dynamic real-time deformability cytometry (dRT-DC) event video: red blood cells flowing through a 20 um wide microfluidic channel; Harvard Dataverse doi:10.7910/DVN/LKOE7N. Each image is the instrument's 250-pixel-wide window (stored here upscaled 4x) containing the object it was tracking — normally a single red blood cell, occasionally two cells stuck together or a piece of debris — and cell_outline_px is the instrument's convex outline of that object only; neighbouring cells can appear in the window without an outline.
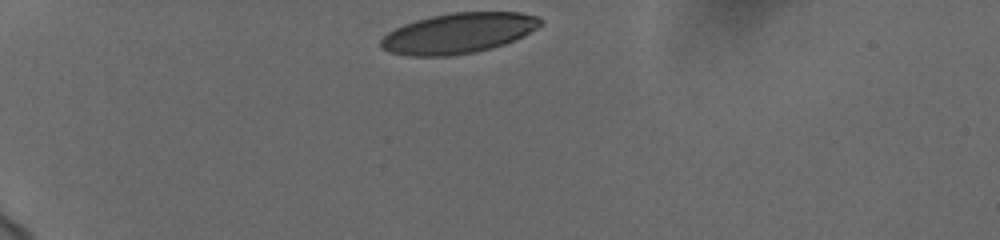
{"species": "human", "species_latin": "Homo sapiens", "temperature_condition": "cold", "stored_images_in_passage": 34, "camera_frame_rate_fps": 3000, "um_per_image_px": 0.085, "donor": {"sex": "female"}, "frame": {"image": 1, "passage_image": 1, "time_ms": 0.0, "image_size_px": [1000, 240], "cell_outline_px": [[544, 24], [504, 44], [492, 48], [472, 52], [448, 56], [408, 56], [388, 52], [380, 48], [380, 40], [388, 32], [404, 24], [416, 20], [432, 16], [452, 12], [520, 12], [540, 16]], "centroid_in_image_um": [38.94, 2.82], "position_along_channel_um": 46.1, "area_um2": 37.45}}
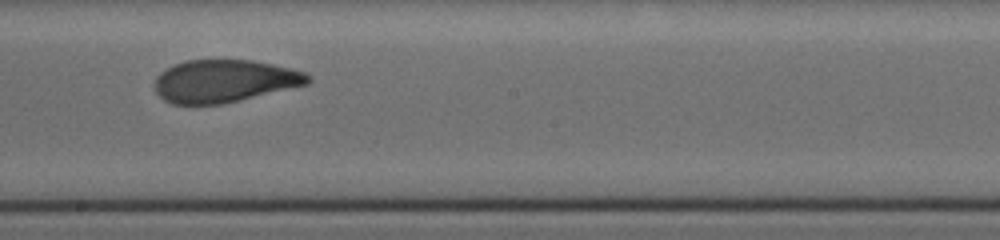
{"frame": {"image": 2, "passage_image": 20, "time_ms": 6.333, "image_size_px": [1000, 240], "cell_outline_px": [[312, 80], [308, 84], [240, 100], [220, 104], [172, 104], [164, 100], [156, 92], [156, 76], [160, 72], [184, 60], [252, 60], [292, 68], [304, 72], [312, 76]], "centroid_in_image_um": [19.1, 6.88], "position_along_channel_um": 229.1, "area_um2": 37.92}}
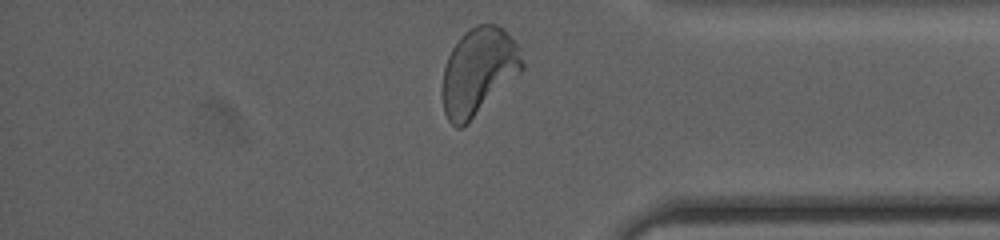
{"frame": {"image": 3, "passage_image": 34, "time_ms": 11.0, "image_size_px": [1000, 240], "cell_outline_px": [[524, 68], [520, 72], [460, 128], [456, 128], [448, 120], [444, 112], [440, 92], [444, 68], [448, 56], [452, 48], [460, 36], [464, 32], [476, 24], [496, 24], [504, 28], [516, 44], [524, 64]], "centroid_in_image_um": [40.62, 6.03], "position_along_channel_um": 394.6, "area_um2": 39.88}, "authors_computed_cell_mechanics": {"area_um2": 38.8127, "velocity_mm_per_s": 3.717, "shape_relaxation_time_tau1_ms": 5.8271, "shape_relaxation_time_tau2_ms": 1.1598, "deformation_change_tau1": 0.2077, "deformation_change_tau2": 0.0741}}